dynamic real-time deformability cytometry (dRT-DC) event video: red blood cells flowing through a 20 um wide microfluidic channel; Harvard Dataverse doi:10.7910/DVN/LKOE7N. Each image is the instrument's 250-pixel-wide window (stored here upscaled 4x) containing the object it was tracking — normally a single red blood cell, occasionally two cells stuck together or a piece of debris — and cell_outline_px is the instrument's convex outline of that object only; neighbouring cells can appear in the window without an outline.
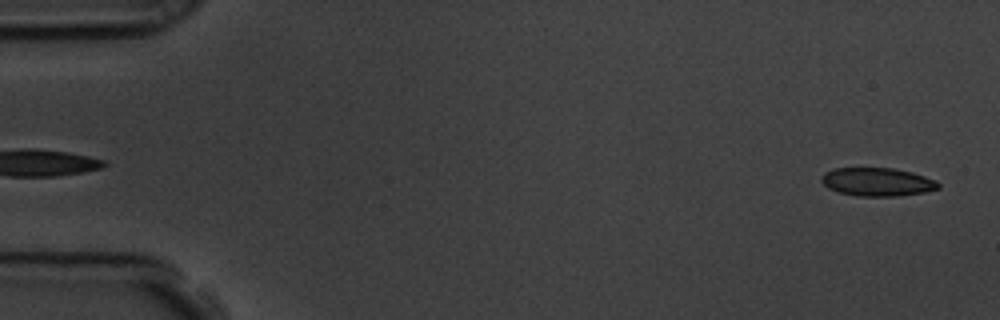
{"species": "common noctule bat (a hibernating species)", "species_latin": "Nyctalus noctula", "temperature_condition": "room temperature", "stored_images_in_passage": 57, "camera_frame_rate_fps": 3000, "um_per_image_px": 0.085, "animal": {"sex": "male", "body_mass_g": 19.5, "forearm_length_mm": 54.6}, "frame": {"image": 1, "passage_image": 2, "time_ms": 0.333, "image_size_px": [1000, 320], "cell_outline_px": [[940, 188], [924, 192], [896, 196], [856, 196], [840, 192], [828, 188], [820, 180], [820, 176], [824, 172], [832, 168], [892, 168], [912, 172], [936, 180], [940, 184]], "centroid_in_image_um": [74.55, 15.45], "position_along_channel_um": 10.5, "area_um2": 19.36}}
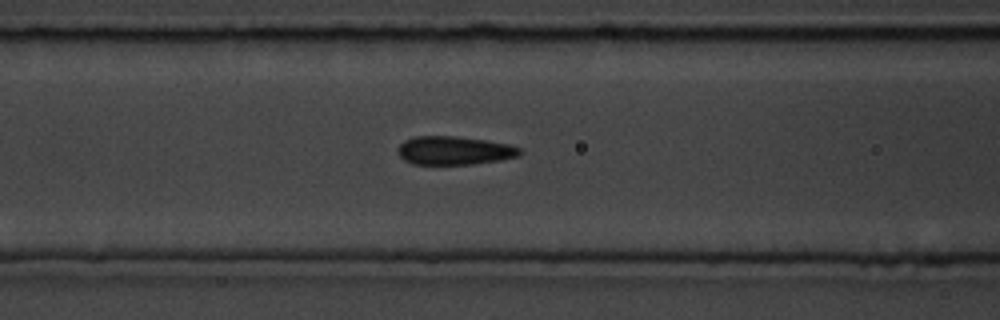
{"frame": {"image": 2, "passage_image": 23, "time_ms": 7.333, "image_size_px": [1000, 320], "cell_outline_px": [[524, 152], [520, 156], [500, 160], [472, 164], [412, 164], [404, 160], [400, 156], [396, 148], [404, 140], [416, 136], [456, 136], [484, 140], [508, 144], [520, 148]], "centroid_in_image_um": [38.61, 12.79], "position_along_channel_um": 128.0, "area_um2": 20.35}}
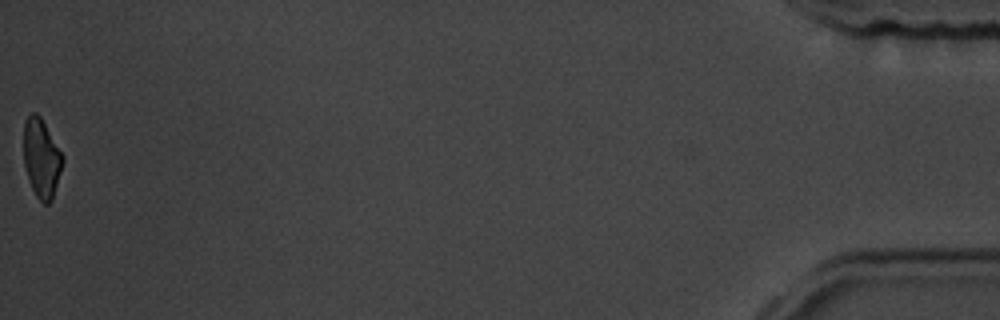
{"frame": {"image": 3, "passage_image": 57, "time_ms": 18.667, "image_size_px": [1000, 320], "cell_outline_px": [[64, 160], [52, 200], [48, 204], [44, 204], [36, 196], [28, 180], [24, 164], [24, 120], [32, 112], [36, 112], [40, 116], [64, 156]], "centroid_in_image_um": [3.52, 13.44], "position_along_channel_um": 431.7, "area_um2": 17.92}, "authors_computed_cell_mechanics": {"area_um2": 20.2878, "velocity_mm_per_s": 3.5689, "shape_relaxation_time_tau1_ms": 3.7193, "shape_relaxation_time_tau2_ms": 1.3869, "deformation_change_tau1": 0.1029, "deformation_change_tau2": 0.0551}}